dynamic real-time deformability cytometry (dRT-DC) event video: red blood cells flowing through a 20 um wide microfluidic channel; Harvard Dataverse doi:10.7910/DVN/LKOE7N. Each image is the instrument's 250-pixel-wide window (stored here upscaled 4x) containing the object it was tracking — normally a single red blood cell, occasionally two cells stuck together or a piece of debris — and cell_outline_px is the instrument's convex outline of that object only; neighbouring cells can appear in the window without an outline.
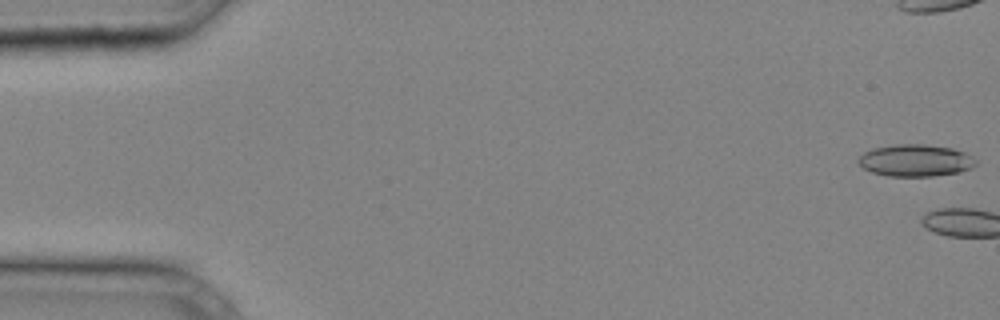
{"species": "common noctule bat (a hibernating species)", "species_latin": "Nyctalus noctula", "temperature_condition": "cold", "stored_images_in_passage": 3, "camera_frame_rate_fps": 3000, "um_per_image_px": 0.085, "animal": {"sex": "male", "body_mass_g": 20.4}, "frame": {"image": 1, "passage_image": 1, "time_ms": 0.0, "image_size_px": [1000, 320], "cell_outline_px": [[976, 164], [972, 168], [960, 172], [932, 176], [888, 176], [872, 172], [864, 168], [856, 160], [864, 152], [872, 148], [896, 144], [924, 144], [952, 148], [964, 152], [976, 160]], "centroid_in_image_um": [77.81, 13.63], "position_along_channel_um": 7.2, "area_um2": 21.91}}